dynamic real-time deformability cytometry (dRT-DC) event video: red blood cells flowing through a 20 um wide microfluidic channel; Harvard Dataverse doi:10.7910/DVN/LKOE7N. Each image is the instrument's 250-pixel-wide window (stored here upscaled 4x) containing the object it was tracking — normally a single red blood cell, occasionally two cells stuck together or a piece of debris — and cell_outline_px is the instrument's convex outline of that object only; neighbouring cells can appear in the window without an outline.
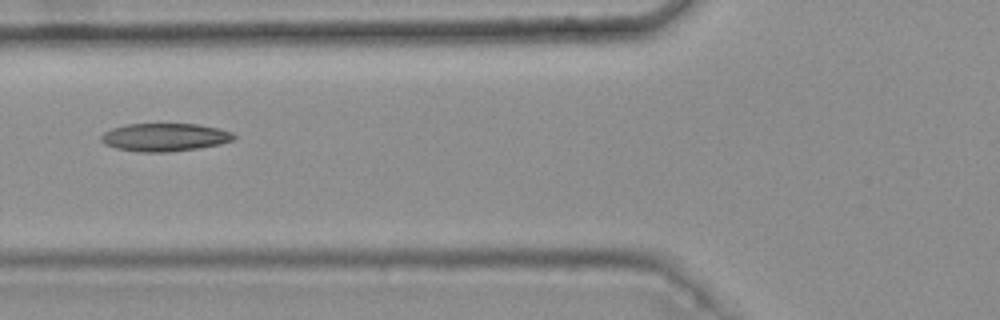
{"species": "common noctule bat (a hibernating species)", "species_latin": "Nyctalus noctula", "temperature_condition": "warm", "stored_images_in_passage": 4, "camera_frame_rate_fps": 3000, "um_per_image_px": 0.085, "animal": {"sex": "female", "body_mass_g": 25.1}, "frame": {"image": 1, "passage_image": 2, "time_ms": 0.333, "image_size_px": [1000, 320], "cell_outline_px": [[236, 140], [220, 144], [196, 148], [168, 152], [140, 152], [116, 148], [104, 144], [100, 140], [100, 136], [104, 132], [112, 128], [124, 124], [196, 124], [220, 128], [232, 132], [236, 136]], "centroid_in_image_um": [14.0, 11.66], "position_along_channel_um": 111.8, "area_um2": 21.79}}
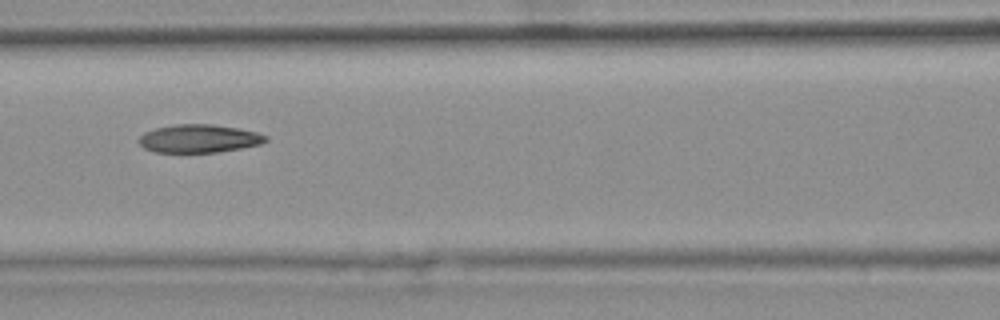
{"frame": {"image": 2, "passage_image": 3, "time_ms": 0.667, "image_size_px": [1000, 320], "cell_outline_px": [[268, 140], [260, 144], [240, 148], [216, 152], [156, 152], [144, 148], [140, 144], [140, 136], [144, 132], [156, 128], [176, 124], [212, 124], [240, 128], [256, 132], [268, 136]], "centroid_in_image_um": [16.93, 11.77], "position_along_channel_um": 149.7, "area_um2": 20.69}}